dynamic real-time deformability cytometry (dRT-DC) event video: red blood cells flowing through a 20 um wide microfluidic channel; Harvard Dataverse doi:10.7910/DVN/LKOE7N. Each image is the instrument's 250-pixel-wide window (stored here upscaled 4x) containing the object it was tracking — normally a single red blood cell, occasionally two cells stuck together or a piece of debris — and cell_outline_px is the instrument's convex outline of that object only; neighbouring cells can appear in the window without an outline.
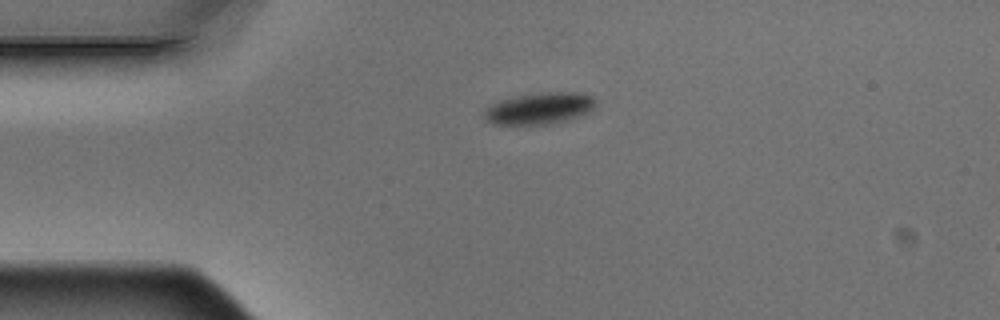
{"species": "Egyptian fruit bat (a non-hibernating species)", "species_latin": "Rousettus aegyptiacus", "temperature_condition": "warm", "stored_images_in_passage": 3, "camera_frame_rate_fps": 3000, "um_per_image_px": 0.085, "animal": {"sex": "male"}, "frame": {"image": 1, "passage_image": 1, "time_ms": 0.0, "image_size_px": [1000, 320], "cell_outline_px": [[596, 108], [580, 116], [568, 120], [548, 124], [496, 124], [488, 120], [484, 116], [484, 112], [492, 104], [500, 100], [540, 92], [580, 92], [596, 96]], "centroid_in_image_um": [45.97, 9.2], "position_along_channel_um": 39.0, "area_um2": 20.52}}
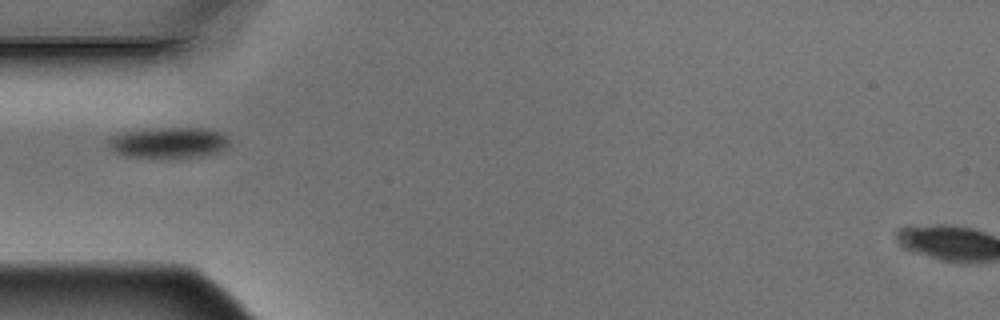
{"frame": {"image": 2, "passage_image": 2, "time_ms": 0.333, "image_size_px": [1000, 320], "cell_outline_px": [[228, 148], [220, 152], [204, 156], [180, 160], [168, 160], [124, 156], [116, 152], [108, 144], [108, 140], [120, 132], [148, 128], [212, 128], [228, 136]], "centroid_in_image_um": [14.39, 12.16], "position_along_channel_um": 70.6, "area_um2": 22.89}}
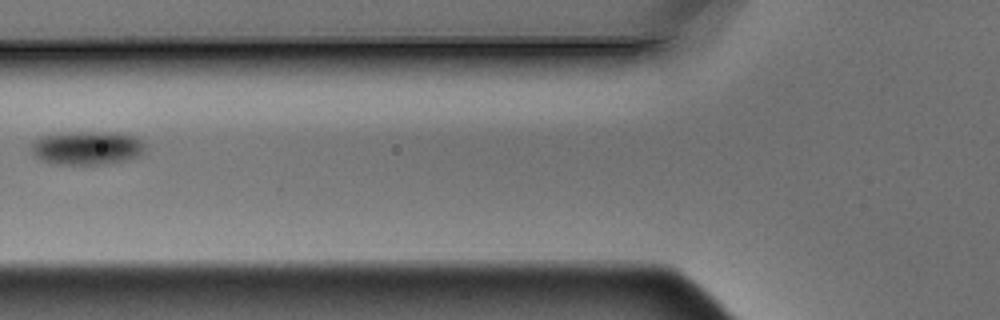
{"frame": {"image": 3, "passage_image": 3, "time_ms": 0.667, "image_size_px": [1000, 320], "cell_outline_px": [[144, 152], [140, 156], [128, 160], [100, 164], [52, 164], [40, 160], [32, 152], [32, 144], [40, 136], [76, 132], [124, 132], [136, 136], [144, 144]], "centroid_in_image_um": [7.44, 12.57], "position_along_channel_um": 118.4, "area_um2": 22.43}}